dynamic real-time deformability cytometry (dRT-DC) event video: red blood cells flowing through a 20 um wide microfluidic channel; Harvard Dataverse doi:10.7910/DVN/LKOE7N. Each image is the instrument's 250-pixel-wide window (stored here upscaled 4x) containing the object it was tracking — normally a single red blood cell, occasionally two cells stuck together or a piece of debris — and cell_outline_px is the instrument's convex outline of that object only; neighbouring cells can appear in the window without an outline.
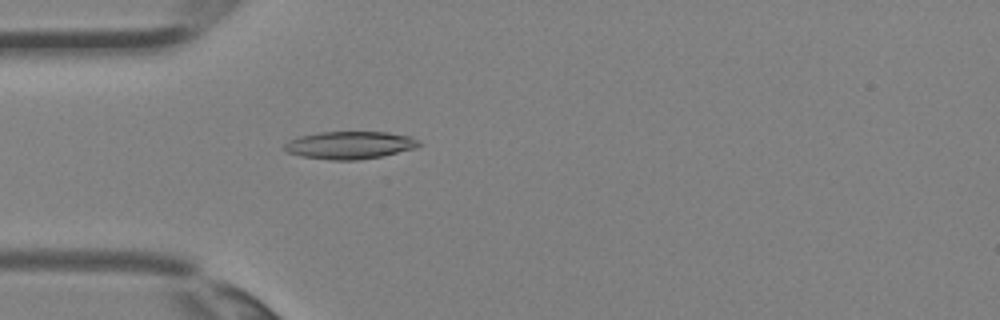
{"species": "Egyptian fruit bat (a non-hibernating species)", "species_latin": "Rousettus aegyptiacus", "temperature_condition": "room temperature", "stored_images_in_passage": 4, "camera_frame_rate_fps": 3000, "um_per_image_px": 0.085, "animal": {"sex": "female"}, "frame": {"image": 1, "passage_image": 4, "time_ms": 1.0, "image_size_px": [1000, 320], "cell_outline_px": [[420, 144], [416, 148], [384, 156], [356, 160], [332, 160], [300, 156], [288, 152], [284, 148], [284, 144], [288, 140], [300, 136], [320, 132], [388, 132], [412, 136], [420, 140]], "centroid_in_image_um": [29.77, 12.33], "position_along_channel_um": 55.2, "area_um2": 21.79}}